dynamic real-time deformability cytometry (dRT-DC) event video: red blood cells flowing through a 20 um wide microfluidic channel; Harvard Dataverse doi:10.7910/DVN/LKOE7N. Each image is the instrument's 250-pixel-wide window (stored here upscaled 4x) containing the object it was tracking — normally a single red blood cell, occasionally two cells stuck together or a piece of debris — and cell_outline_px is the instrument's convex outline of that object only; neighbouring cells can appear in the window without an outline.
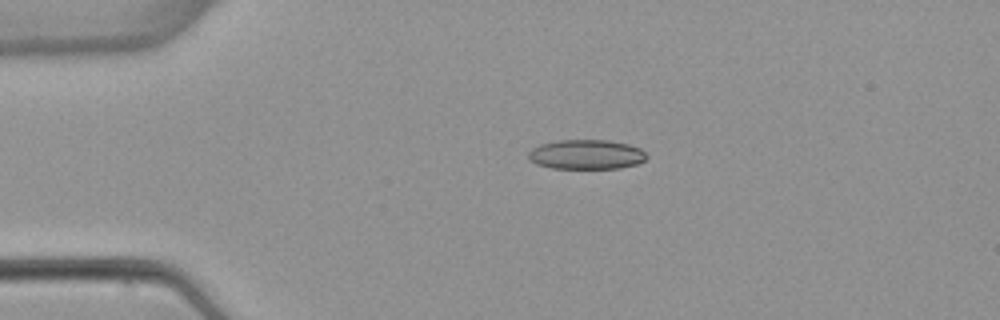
{"species": "common noctule bat (a hibernating species)", "species_latin": "Nyctalus noctula", "temperature_condition": "warm", "stored_images_in_passage": 4, "camera_frame_rate_fps": 3000, "um_per_image_px": 0.085, "animal": {"sex": "female", "body_mass_g": 22.7, "forearm_length_mm": 54.2}, "frame": {"image": 1, "passage_image": 2, "time_ms": 1.333, "image_size_px": [1000, 320], "cell_outline_px": [[648, 156], [644, 160], [636, 164], [620, 168], [552, 168], [536, 164], [528, 160], [528, 152], [532, 148], [540, 144], [556, 140], [608, 140], [628, 144], [640, 148]], "centroid_in_image_um": [49.8, 13.12], "position_along_channel_um": 35.2, "area_um2": 20.46}}
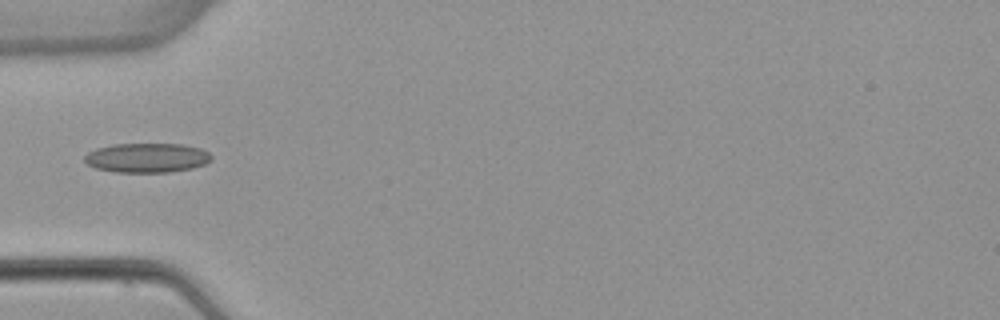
{"frame": {"image": 2, "passage_image": 4, "time_ms": 3.333, "image_size_px": [1000, 320], "cell_outline_px": [[212, 160], [204, 164], [192, 168], [168, 172], [116, 172], [96, 168], [88, 164], [84, 160], [84, 156], [88, 152], [96, 148], [112, 144], [184, 144], [200, 148], [208, 152], [212, 156]], "centroid_in_image_um": [12.49, 13.4], "position_along_channel_um": 72.5, "area_um2": 21.79}}